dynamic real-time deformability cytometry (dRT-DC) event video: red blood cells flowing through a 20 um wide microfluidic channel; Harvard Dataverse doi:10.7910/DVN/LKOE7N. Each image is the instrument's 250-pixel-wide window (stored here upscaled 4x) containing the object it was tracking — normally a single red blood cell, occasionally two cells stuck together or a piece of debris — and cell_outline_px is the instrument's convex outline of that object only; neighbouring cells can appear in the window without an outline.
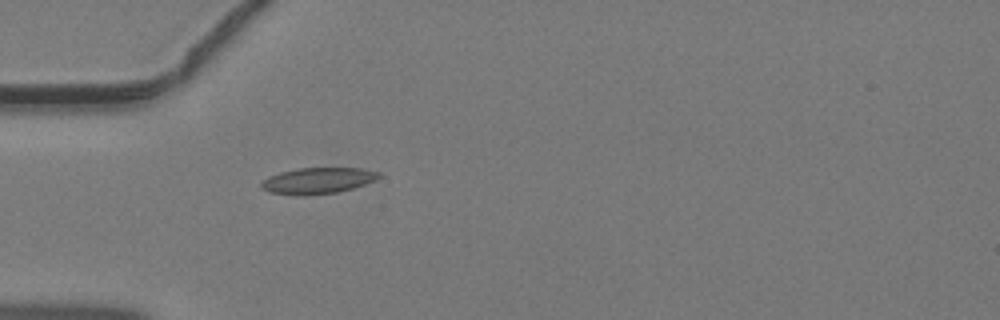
{"species": "common noctule bat (a hibernating species)", "species_latin": "Nyctalus noctula", "temperature_condition": "warm", "stored_images_in_passage": 32, "camera_frame_rate_fps": 3000, "um_per_image_px": 0.085, "animal": {"sex": "male", "body_mass_g": 19.2, "forearm_length_mm": 51.8}, "frame": {"image": 1, "passage_image": 1, "time_ms": 0.0, "image_size_px": [1000, 320], "cell_outline_px": [[380, 176], [364, 184], [352, 188], [336, 192], [268, 192], [260, 188], [260, 184], [268, 176], [280, 172], [296, 168], [360, 168], [380, 172]], "centroid_in_image_um": [27.01, 15.29], "position_along_channel_um": 58.0, "area_um2": 16.82}}
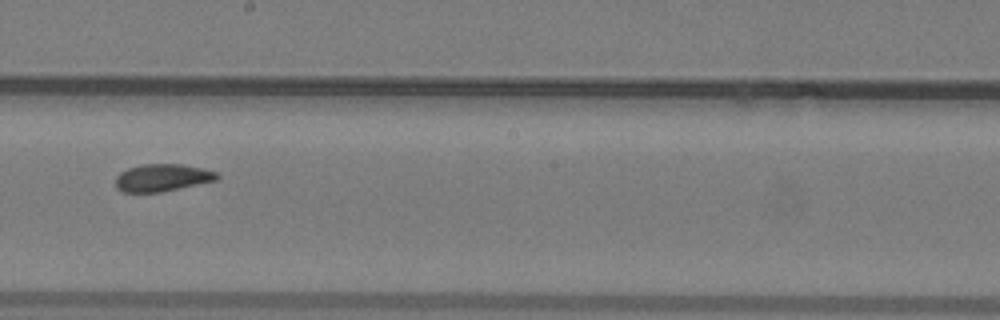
{"frame": {"image": 2, "passage_image": 13, "time_ms": 4.0, "image_size_px": [1000, 320], "cell_outline_px": [[220, 176], [216, 180], [160, 192], [124, 192], [116, 188], [116, 176], [120, 172], [128, 168], [144, 164], [184, 164], [204, 168], [216, 172]], "centroid_in_image_um": [13.79, 15.09], "position_along_channel_um": 234.4, "area_um2": 16.13}}
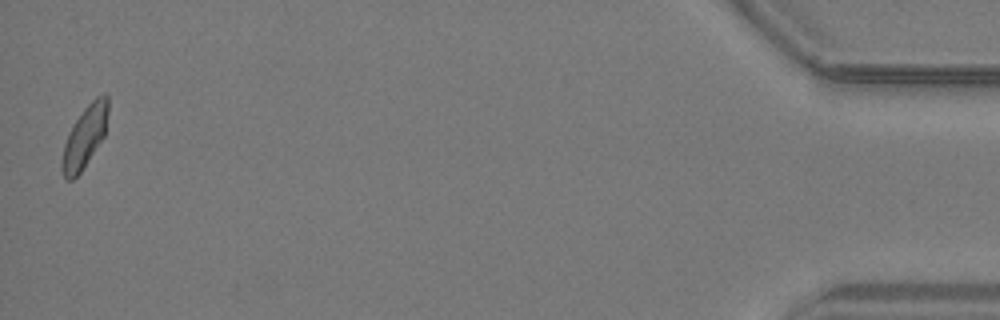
{"frame": {"image": 3, "passage_image": 32, "time_ms": 10.333, "image_size_px": [1000, 320], "cell_outline_px": [[108, 112], [104, 136], [80, 172], [72, 180], [68, 180], [64, 176], [60, 168], [60, 164], [64, 144], [68, 132], [72, 124], [84, 108], [96, 96], [104, 92], [108, 96]], "centroid_in_image_um": [7.18, 11.6], "position_along_channel_um": 428.0, "area_um2": 16.59}}